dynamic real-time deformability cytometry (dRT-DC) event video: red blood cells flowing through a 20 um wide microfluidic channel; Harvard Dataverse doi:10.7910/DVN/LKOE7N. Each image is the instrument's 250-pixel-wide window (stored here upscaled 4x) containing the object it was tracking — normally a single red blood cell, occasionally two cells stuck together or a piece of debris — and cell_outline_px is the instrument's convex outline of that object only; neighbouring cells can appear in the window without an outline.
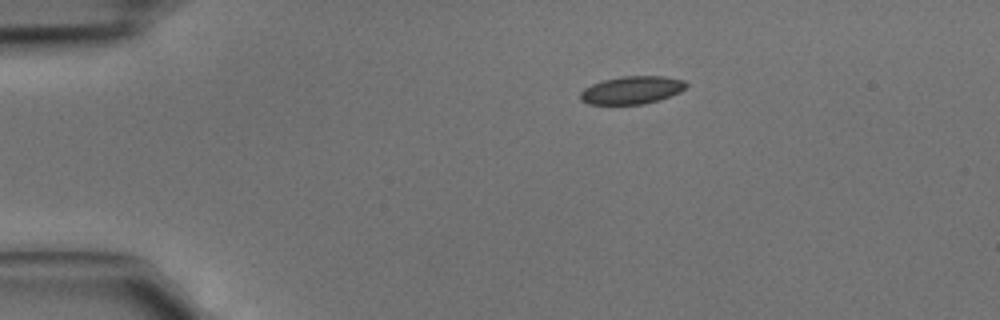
{"species": "common noctule bat (a hibernating species)", "species_latin": "Nyctalus noctula", "temperature_condition": "cold", "stored_images_in_passage": 3, "camera_frame_rate_fps": 3000, "um_per_image_px": 0.085, "animal": {"sex": "male", "body_mass_g": 15.6}, "frame": {"image": 1, "passage_image": 1, "time_ms": 0.0, "image_size_px": [1000, 320], "cell_outline_px": [[688, 84], [680, 92], [660, 100], [644, 104], [588, 104], [580, 100], [580, 92], [584, 88], [592, 84], [604, 80], [624, 76], [664, 76], [684, 80]], "centroid_in_image_um": [53.71, 7.66], "position_along_channel_um": 31.3, "area_um2": 17.17}}